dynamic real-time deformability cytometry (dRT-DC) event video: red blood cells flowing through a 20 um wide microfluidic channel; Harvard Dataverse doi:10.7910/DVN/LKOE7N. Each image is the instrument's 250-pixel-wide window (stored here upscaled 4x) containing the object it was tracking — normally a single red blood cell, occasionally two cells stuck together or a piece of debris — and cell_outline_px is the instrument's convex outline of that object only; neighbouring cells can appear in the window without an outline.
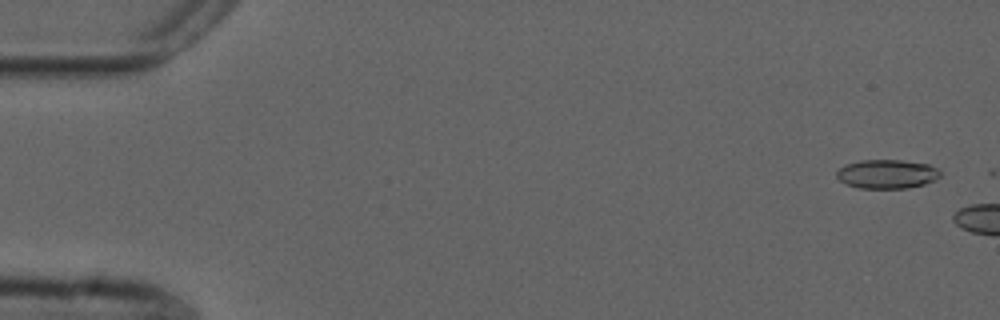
{"species": "common noctule bat (a hibernating species)", "species_latin": "Nyctalus noctula", "temperature_condition": "cold", "stored_images_in_passage": 6, "camera_frame_rate_fps": 3000, "um_per_image_px": 0.085, "animal": {"sex": "male", "forearm_length_mm": 52.5}, "frame": {"image": 1, "passage_image": 1, "time_ms": 0.0, "image_size_px": [1000, 320], "cell_outline_px": [[940, 176], [936, 180], [924, 184], [908, 188], [860, 188], [848, 184], [840, 180], [836, 176], [836, 172], [844, 164], [860, 160], [900, 160], [928, 164], [936, 168], [940, 172]], "centroid_in_image_um": [75.39, 14.79], "position_along_channel_um": 9.6, "area_um2": 17.46}}
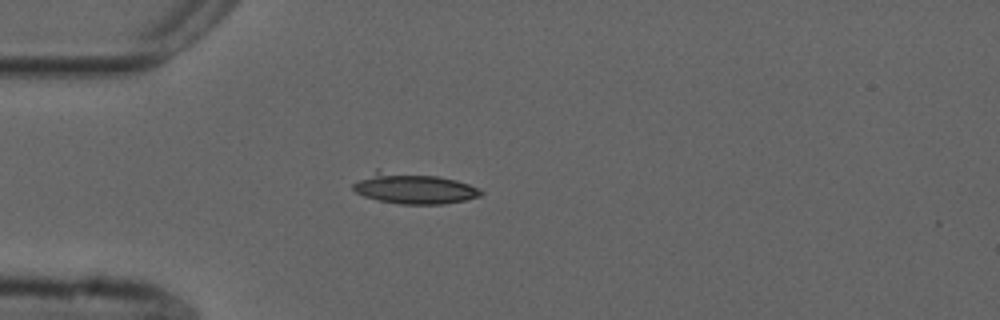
{"frame": {"image": 2, "passage_image": 5, "time_ms": 1.333, "image_size_px": [1000, 320], "cell_outline_px": [[484, 192], [480, 196], [464, 200], [444, 204], [400, 204], [380, 200], [364, 196], [356, 192], [352, 188], [352, 184], [376, 168], [436, 176], [456, 180], [468, 184]], "centroid_in_image_um": [35.11, 15.99], "position_along_channel_um": 49.9, "area_um2": 23.0}}